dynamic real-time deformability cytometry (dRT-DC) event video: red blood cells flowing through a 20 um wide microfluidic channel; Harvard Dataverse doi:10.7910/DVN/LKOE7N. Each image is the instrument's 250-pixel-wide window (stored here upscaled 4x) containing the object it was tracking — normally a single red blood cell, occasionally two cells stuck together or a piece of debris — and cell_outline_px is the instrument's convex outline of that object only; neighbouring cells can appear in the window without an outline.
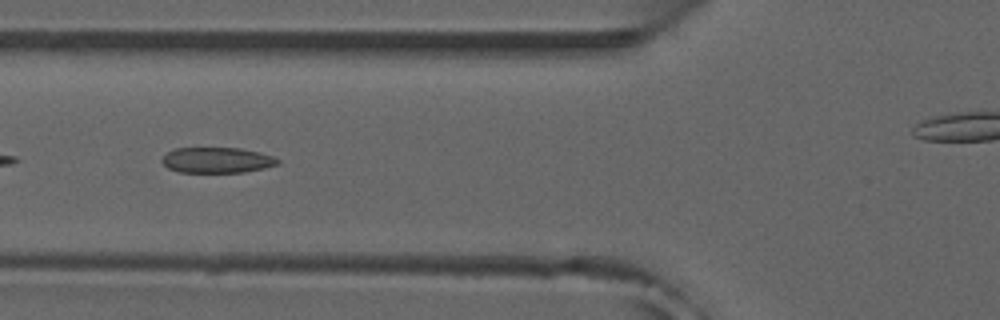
{"species": "common noctule bat (a hibernating species)", "species_latin": "Nyctalus noctula", "temperature_condition": "room temperature", "stored_images_in_passage": 16, "camera_frame_rate_fps": 3000, "um_per_image_px": 0.085, "animal": {"sex": "male", "forearm_length_mm": 52.5}, "frame": {"image": 1, "passage_image": 14, "time_ms": 4.333, "image_size_px": [1000, 320], "cell_outline_px": [[280, 164], [264, 168], [244, 172], [180, 172], [168, 168], [160, 160], [168, 152], [176, 148], [240, 148], [260, 152], [272, 156], [280, 160]], "centroid_in_image_um": [18.47, 13.61], "position_along_channel_um": 107.3, "area_um2": 17.22}}